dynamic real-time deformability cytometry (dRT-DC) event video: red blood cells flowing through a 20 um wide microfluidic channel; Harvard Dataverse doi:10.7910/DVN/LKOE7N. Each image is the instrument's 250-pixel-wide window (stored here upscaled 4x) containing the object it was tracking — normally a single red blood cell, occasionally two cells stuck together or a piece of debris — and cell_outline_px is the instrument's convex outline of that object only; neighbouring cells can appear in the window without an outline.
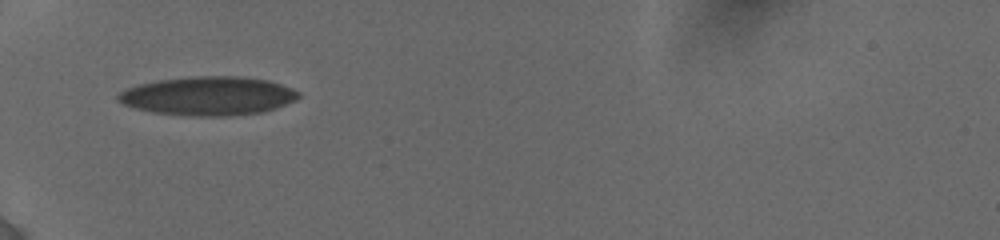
{"species": "human", "species_latin": "Homo sapiens", "temperature_condition": "cold", "stored_images_in_passage": 4, "camera_frame_rate_fps": 3000, "um_per_image_px": 0.085, "donor": {"sex": "female"}, "frame": {"image": 1, "passage_image": 1, "time_ms": 0.0, "image_size_px": [1000, 240], "cell_outline_px": [[300, 96], [296, 100], [276, 108], [260, 112], [228, 116], [192, 116], [152, 112], [136, 108], [124, 104], [116, 100], [116, 96], [120, 92], [128, 88], [140, 84], [160, 80], [192, 76], [236, 76], [268, 80], [292, 88], [300, 92]], "centroid_in_image_um": [17.71, 8.15], "position_along_channel_um": 67.3, "area_um2": 40.63}}
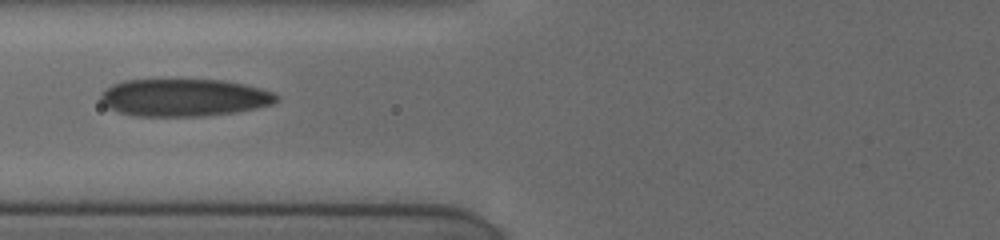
{"frame": {"image": 2, "passage_image": 3, "time_ms": 1.333, "image_size_px": [1000, 240], "cell_outline_px": [[280, 100], [272, 104], [256, 108], [236, 112], [204, 116], [136, 116], [120, 112], [108, 108], [100, 100], [100, 92], [112, 84], [124, 80], [224, 80], [244, 84], [260, 88], [272, 92], [280, 96]], "centroid_in_image_um": [15.65, 8.29], "position_along_channel_um": 110.2, "area_um2": 38.55}}